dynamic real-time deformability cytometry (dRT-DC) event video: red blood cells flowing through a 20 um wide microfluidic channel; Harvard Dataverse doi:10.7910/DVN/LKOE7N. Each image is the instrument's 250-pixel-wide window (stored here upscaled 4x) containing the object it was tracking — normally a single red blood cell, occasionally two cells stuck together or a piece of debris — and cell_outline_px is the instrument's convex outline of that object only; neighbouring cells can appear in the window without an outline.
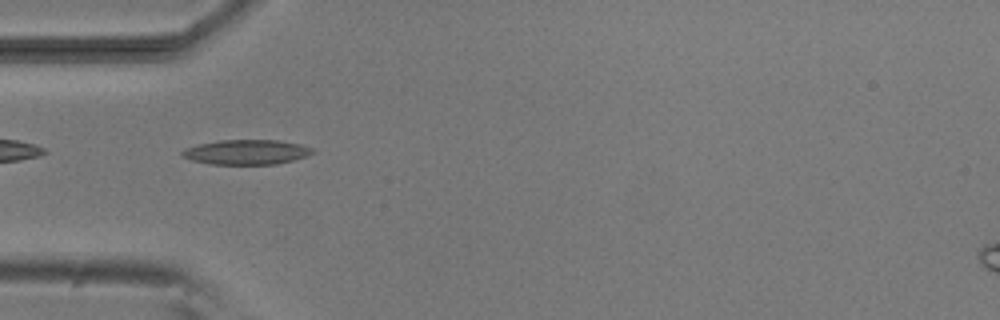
{"species": "common noctule bat (a hibernating species)", "species_latin": "Nyctalus noctula", "temperature_condition": "room temperature", "stored_images_in_passage": 4, "camera_frame_rate_fps": 3000, "um_per_image_px": 0.085, "animal": {"sex": "male", "body_mass_g": 20.5, "forearm_length_mm": 52.5}, "frame": {"image": 1, "passage_image": 3, "time_ms": 3.0, "image_size_px": [1000, 320], "cell_outline_px": [[316, 152], [292, 160], [276, 164], [212, 164], [192, 160], [180, 156], [180, 152], [184, 148], [196, 144], [220, 140], [276, 140], [300, 144], [312, 148]], "centroid_in_image_um": [20.89, 12.92], "position_along_channel_um": 64.1, "area_um2": 18.84}}
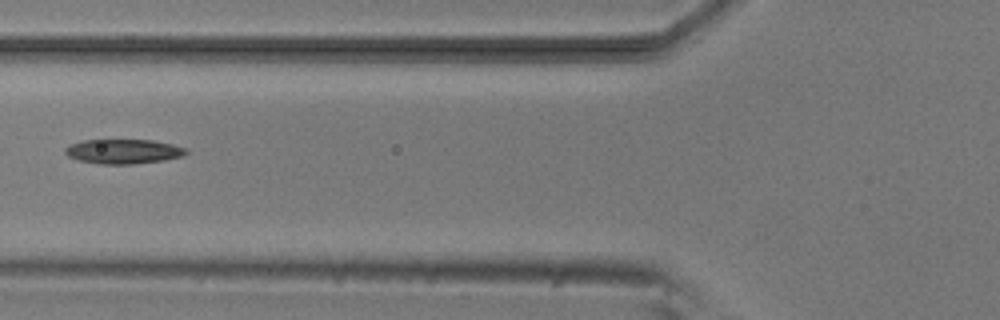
{"frame": {"image": 2, "passage_image": 4, "time_ms": 4.333, "image_size_px": [1000, 320], "cell_outline_px": [[188, 152], [184, 156], [164, 160], [132, 164], [100, 164], [80, 160], [68, 156], [64, 152], [64, 148], [68, 144], [84, 140], [152, 140], [172, 144], [188, 148]], "centroid_in_image_um": [10.5, 12.87], "position_along_channel_um": 115.3, "area_um2": 17.4}}